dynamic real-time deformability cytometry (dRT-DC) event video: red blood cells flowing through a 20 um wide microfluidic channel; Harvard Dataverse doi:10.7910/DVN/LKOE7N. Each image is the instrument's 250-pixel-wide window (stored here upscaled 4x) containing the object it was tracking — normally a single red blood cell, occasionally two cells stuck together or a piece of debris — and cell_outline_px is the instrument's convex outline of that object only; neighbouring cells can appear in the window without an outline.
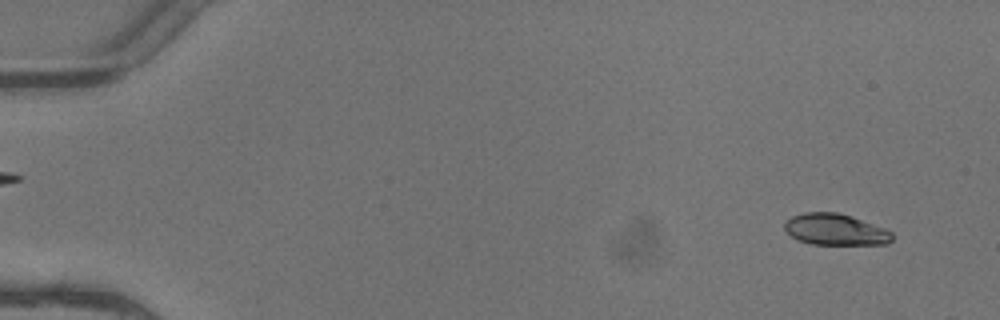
{"species": "common noctule bat (a hibernating species)", "species_latin": "Nyctalus noctula", "temperature_condition": "warm", "stored_images_in_passage": 4, "camera_frame_rate_fps": 3000, "um_per_image_px": 0.085, "animal": {"sex": "female"}, "frame": {"image": 1, "passage_image": 1, "time_ms": 0.0, "image_size_px": [1000, 320], "cell_outline_px": [[892, 240], [888, 244], [812, 244], [796, 240], [784, 228], [784, 220], [792, 216], [804, 212], [836, 212], [852, 216], [884, 228], [892, 232]], "centroid_in_image_um": [70.98, 19.5], "position_along_channel_um": 14.0, "area_um2": 19.71}}
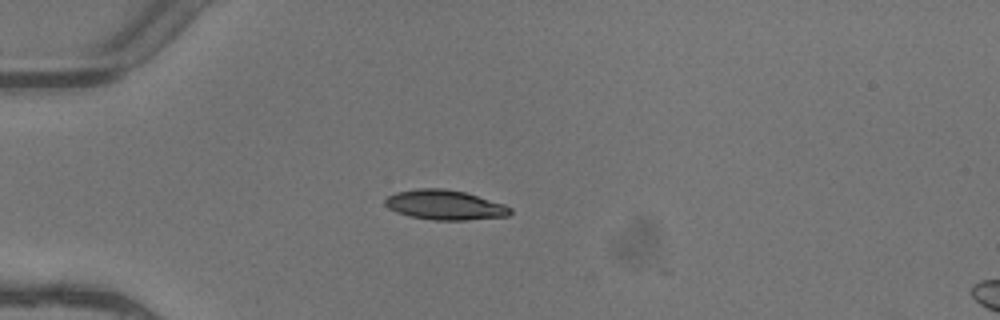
{"frame": {"image": 2, "passage_image": 4, "time_ms": 1.0, "image_size_px": [1000, 320], "cell_outline_px": [[512, 212], [508, 216], [468, 220], [432, 220], [412, 216], [396, 212], [388, 208], [384, 204], [384, 200], [388, 196], [396, 192], [416, 188], [444, 188], [464, 192], [504, 204], [512, 208]], "centroid_in_image_um": [37.8, 17.42], "position_along_channel_um": 47.2, "area_um2": 21.73}}